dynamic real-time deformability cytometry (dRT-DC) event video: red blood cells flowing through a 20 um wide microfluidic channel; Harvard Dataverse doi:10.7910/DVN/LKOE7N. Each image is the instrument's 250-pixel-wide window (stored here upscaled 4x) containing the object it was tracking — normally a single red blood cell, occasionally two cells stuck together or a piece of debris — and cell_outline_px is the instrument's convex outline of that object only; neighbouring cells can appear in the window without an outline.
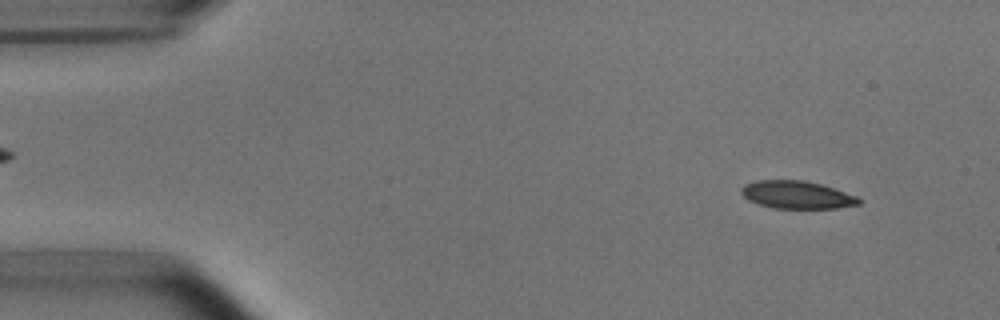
{"species": "common noctule bat (a hibernating species)", "species_latin": "Nyctalus noctula", "temperature_condition": "room temperature", "stored_images_in_passage": 51, "camera_frame_rate_fps": 3000, "um_per_image_px": 0.085, "animal": {"sex": "male", "body_mass_g": 15.6}, "frame": {"image": 1, "passage_image": 4, "time_ms": 1.0, "image_size_px": [1000, 320], "cell_outline_px": [[864, 200], [860, 204], [836, 208], [772, 208], [748, 200], [740, 192], [740, 188], [744, 184], [756, 180], [804, 180], [820, 184], [856, 196]], "centroid_in_image_um": [67.71, 16.55], "position_along_channel_um": 17.3, "area_um2": 18.96}}
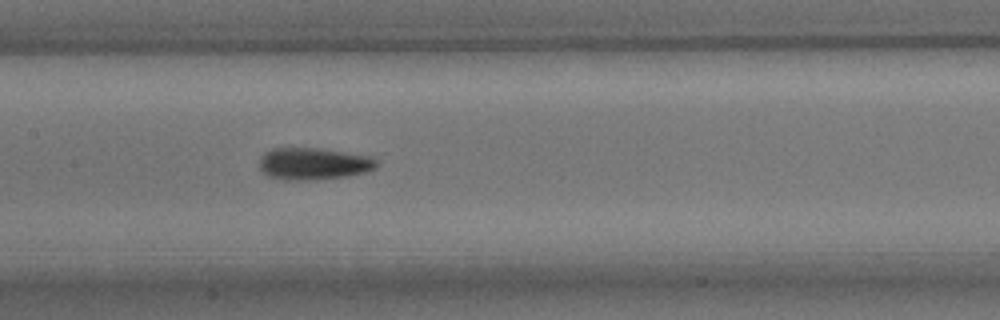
{"frame": {"image": 2, "passage_image": 24, "time_ms": 7.667, "image_size_px": [1000, 320], "cell_outline_px": [[380, 164], [376, 168], [368, 172], [348, 176], [316, 180], [288, 180], [268, 176], [260, 168], [260, 160], [264, 152], [272, 148], [320, 148], [368, 156], [376, 160]], "centroid_in_image_um": [26.68, 13.92], "position_along_channel_um": 180.7, "area_um2": 21.96}}
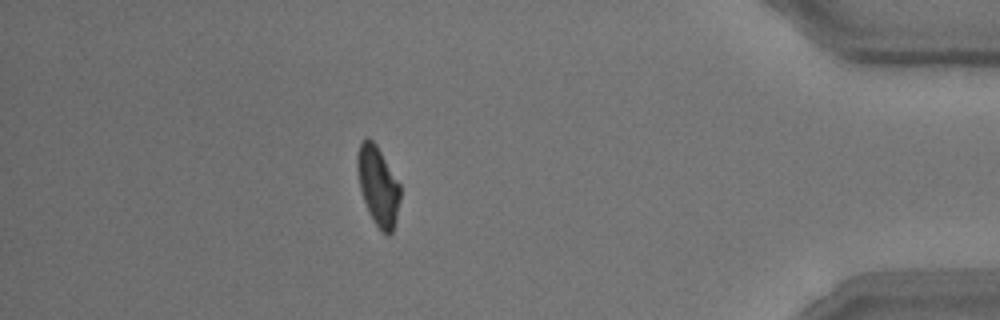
{"frame": {"image": 3, "passage_image": 45, "time_ms": 14.667, "image_size_px": [1000, 320], "cell_outline_px": [[400, 196], [396, 220], [392, 232], [388, 236], [376, 224], [368, 212], [360, 188], [356, 168], [356, 156], [360, 144], [368, 136], [376, 144], [400, 184]], "centroid_in_image_um": [32.12, 15.78], "position_along_channel_um": 403.1, "area_um2": 19.59}, "authors_computed_cell_mechanics": {"area_um2": 20.4612, "velocity_mm_per_s": 3.822, "shape_relaxation_time_tau1_ms": 3.5396, "shape_relaxation_time_tau2_ms": 2.0561, "deformation_change_tau1": 0.1484, "deformation_change_tau2": 0.0927}}